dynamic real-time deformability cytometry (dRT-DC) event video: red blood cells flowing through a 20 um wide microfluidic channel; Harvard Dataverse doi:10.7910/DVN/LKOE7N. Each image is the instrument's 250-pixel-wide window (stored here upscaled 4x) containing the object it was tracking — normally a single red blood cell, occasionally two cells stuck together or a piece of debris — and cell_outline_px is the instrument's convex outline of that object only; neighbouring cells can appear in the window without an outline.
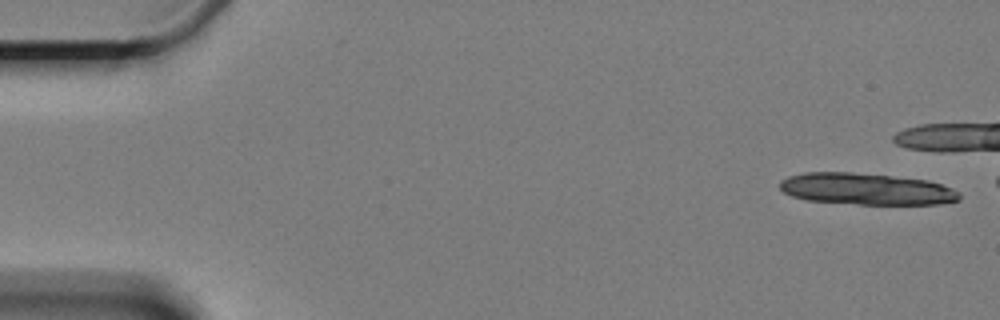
{"species": "Egyptian fruit bat (a non-hibernating species)", "species_latin": "Rousettus aegyptiacus", "temperature_condition": "cold", "stored_images_in_passage": 3, "camera_frame_rate_fps": 3000, "um_per_image_px": 0.085, "animal": {"sex": "female"}, "frame": {"image": 1, "passage_image": 1, "time_ms": 0.0, "image_size_px": [1000, 320], "cell_outline_px": [[960, 200], [940, 204], [856, 204], [808, 200], [792, 196], [784, 192], [780, 188], [780, 180], [788, 176], [804, 172], [852, 172], [892, 176], [928, 180], [952, 188], [960, 192]], "centroid_in_image_um": [73.64, 16.06], "position_along_channel_um": 11.4, "area_um2": 33.12}}